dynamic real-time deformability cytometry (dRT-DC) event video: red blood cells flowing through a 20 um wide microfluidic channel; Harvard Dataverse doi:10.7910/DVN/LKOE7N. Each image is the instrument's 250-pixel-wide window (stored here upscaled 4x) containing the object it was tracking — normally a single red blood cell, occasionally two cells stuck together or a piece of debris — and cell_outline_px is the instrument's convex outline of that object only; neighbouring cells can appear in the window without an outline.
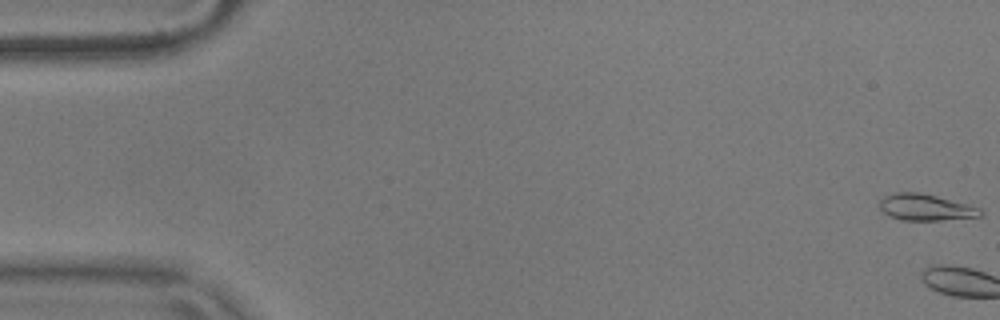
{"species": "common noctule bat (a hibernating species)", "species_latin": "Nyctalus noctula", "temperature_condition": "warm", "stored_images_in_passage": 3, "camera_frame_rate_fps": 3000, "um_per_image_px": 0.085, "animal": {"sex": "male", "body_mass_g": 17.9}, "frame": {"image": 1, "passage_image": 1, "time_ms": 0.0, "image_size_px": [1000, 320], "cell_outline_px": [[984, 212], [980, 216], [940, 220], [900, 220], [888, 216], [880, 208], [880, 200], [884, 196], [896, 192], [920, 192], [936, 196], [980, 208]], "centroid_in_image_um": [78.64, 17.62], "position_along_channel_um": 6.4, "area_um2": 15.37}}